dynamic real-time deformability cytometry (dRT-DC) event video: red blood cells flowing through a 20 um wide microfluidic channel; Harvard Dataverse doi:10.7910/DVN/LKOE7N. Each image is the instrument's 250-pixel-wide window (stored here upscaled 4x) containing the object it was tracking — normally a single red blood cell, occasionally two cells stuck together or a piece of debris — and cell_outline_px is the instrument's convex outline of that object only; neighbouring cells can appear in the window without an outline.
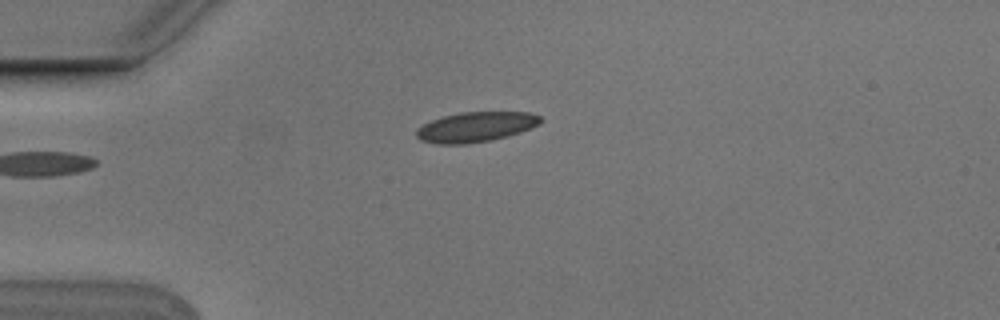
{"species": "Egyptian fruit bat (a non-hibernating species)", "species_latin": "Rousettus aegyptiacus", "temperature_condition": "cold", "stored_images_in_passage": 3, "camera_frame_rate_fps": 3000, "um_per_image_px": 0.085, "animal": {"sex": "male"}, "frame": {"image": 1, "passage_image": 3, "time_ms": 0.667, "image_size_px": [1000, 320], "cell_outline_px": [[544, 120], [540, 124], [520, 132], [508, 136], [468, 144], [436, 144], [420, 140], [416, 136], [416, 128], [432, 120], [444, 116], [460, 112], [528, 112], [540, 116]], "centroid_in_image_um": [40.44, 10.79], "position_along_channel_um": 44.6, "area_um2": 21.73}}